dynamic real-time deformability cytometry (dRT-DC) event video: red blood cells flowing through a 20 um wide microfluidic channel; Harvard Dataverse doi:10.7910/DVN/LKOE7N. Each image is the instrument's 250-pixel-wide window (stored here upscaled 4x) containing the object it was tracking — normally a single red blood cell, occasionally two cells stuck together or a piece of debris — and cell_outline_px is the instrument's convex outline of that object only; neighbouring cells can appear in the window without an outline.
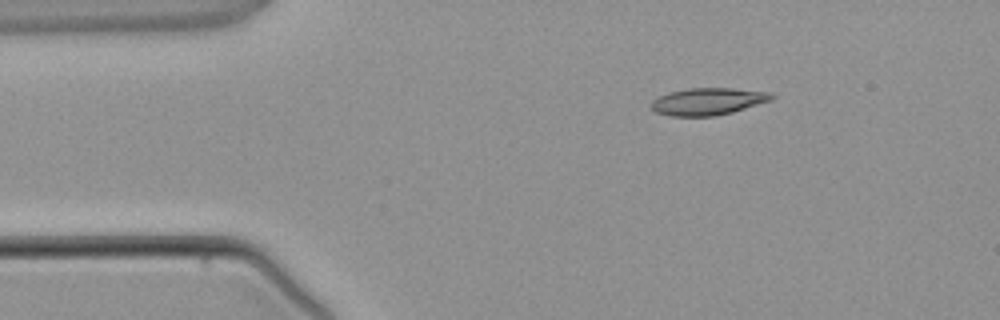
{"species": "common noctule bat (a hibernating species)", "species_latin": "Nyctalus noctula", "temperature_condition": "warm", "stored_images_in_passage": 2, "camera_frame_rate_fps": 3000, "um_per_image_px": 0.085, "animal": {"sex": "male", "body_mass_g": 21.5, "forearm_length_mm": 52.0}, "frame": {"image": 1, "passage_image": 1, "time_ms": 0.0, "image_size_px": [1000, 320], "cell_outline_px": [[776, 96], [772, 100], [732, 112], [716, 116], [672, 116], [656, 112], [652, 108], [652, 100], [668, 92], [688, 88], [732, 88], [768, 92]], "centroid_in_image_um": [60.19, 8.62], "position_along_channel_um": 24.8, "area_um2": 18.96}}
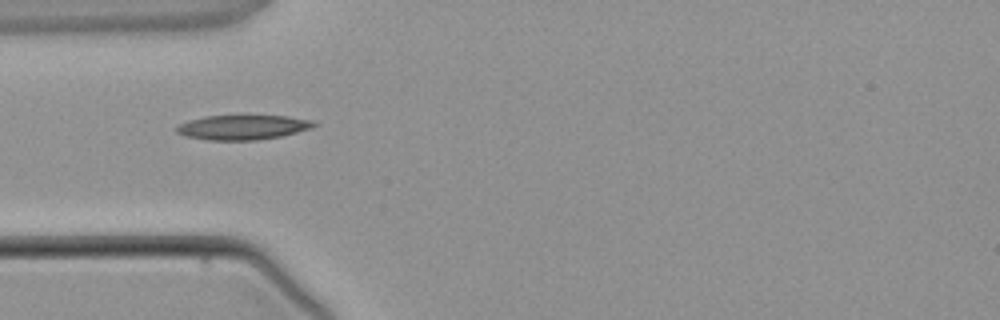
{"frame": {"image": 2, "passage_image": 2, "time_ms": 2.0, "image_size_px": [1000, 320], "cell_outline_px": [[320, 124], [312, 128], [280, 136], [256, 140], [208, 140], [184, 136], [176, 132], [176, 128], [180, 124], [188, 120], [208, 116], [288, 116], [312, 120]], "centroid_in_image_um": [20.65, 10.82], "position_along_channel_um": 64.3, "area_um2": 19.65}}